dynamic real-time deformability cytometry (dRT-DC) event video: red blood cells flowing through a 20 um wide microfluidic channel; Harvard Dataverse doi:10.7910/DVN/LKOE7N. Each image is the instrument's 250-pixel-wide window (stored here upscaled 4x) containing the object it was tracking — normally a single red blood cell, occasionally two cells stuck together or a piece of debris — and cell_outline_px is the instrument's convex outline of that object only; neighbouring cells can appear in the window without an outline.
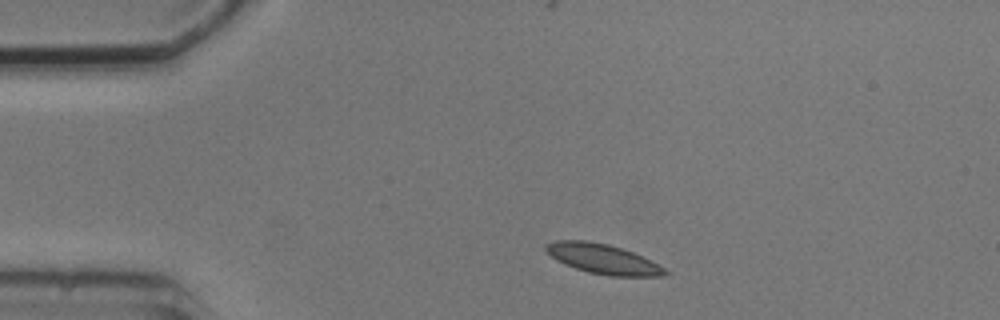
{"species": "common noctule bat (a hibernating species)", "species_latin": "Nyctalus noctula", "temperature_condition": "cold", "stored_images_in_passage": 5, "camera_frame_rate_fps": 3000, "um_per_image_px": 0.085, "animal": {"sex": "male", "body_mass_g": 20.5, "forearm_length_mm": 52.5}, "frame": {"image": 1, "passage_image": 1, "time_ms": 0.0, "image_size_px": [1000, 320], "cell_outline_px": [[672, 272], [660, 276], [608, 276], [588, 272], [564, 264], [556, 260], [544, 248], [544, 244], [556, 240], [588, 240], [608, 244], [632, 252]], "centroid_in_image_um": [51.2, 22.0], "position_along_channel_um": 33.8, "area_um2": 20.52}}
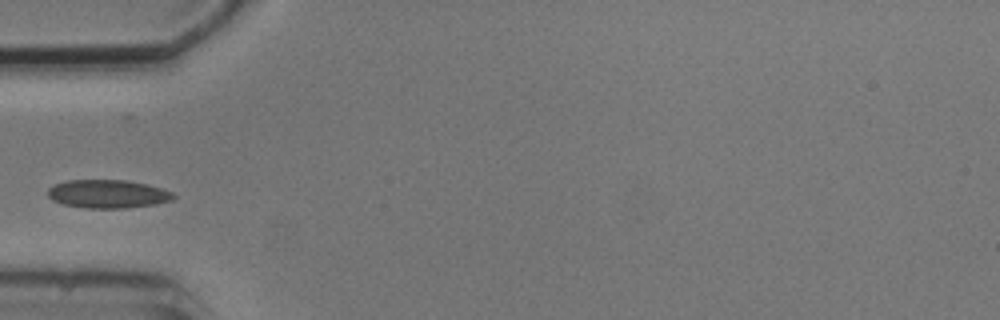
{"frame": {"image": 2, "passage_image": 3, "time_ms": 2.333, "image_size_px": [1000, 320], "cell_outline_px": [[176, 196], [172, 200], [156, 204], [124, 208], [84, 208], [64, 204], [52, 200], [48, 196], [48, 188], [56, 184], [68, 180], [124, 180], [148, 184], [172, 192]], "centroid_in_image_um": [9.17, 16.48], "position_along_channel_um": 75.8, "area_um2": 20.69}}
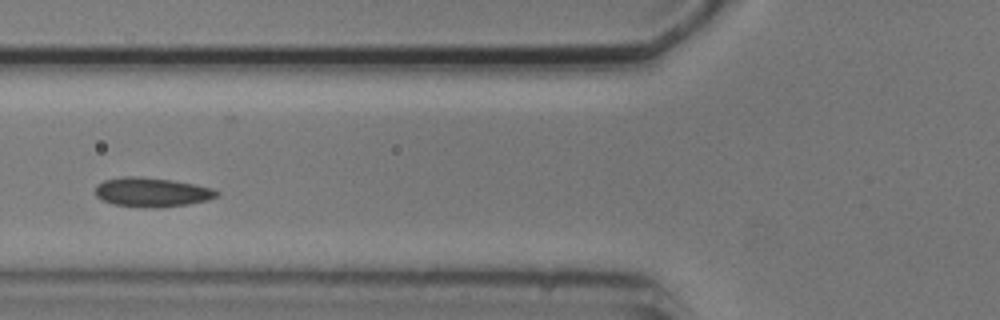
{"frame": {"image": 3, "passage_image": 4, "time_ms": 3.333, "image_size_px": [1000, 320], "cell_outline_px": [[220, 196], [208, 200], [188, 204], [160, 208], [152, 208], [112, 204], [96, 196], [96, 184], [104, 180], [124, 176], [136, 176], [172, 180], [196, 184], [212, 188], [220, 192]], "centroid_in_image_um": [12.94, 16.34], "position_along_channel_um": 112.9, "area_um2": 20.87}}